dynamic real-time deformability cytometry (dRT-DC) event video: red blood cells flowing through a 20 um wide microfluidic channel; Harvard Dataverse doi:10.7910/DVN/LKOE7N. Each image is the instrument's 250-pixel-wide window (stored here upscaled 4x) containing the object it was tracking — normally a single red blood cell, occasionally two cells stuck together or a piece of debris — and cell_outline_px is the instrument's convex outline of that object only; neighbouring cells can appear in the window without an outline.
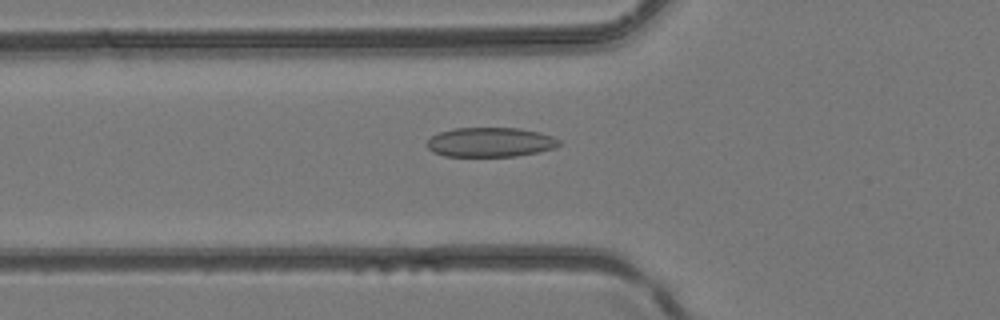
{"species": "common noctule bat (a hibernating species)", "species_latin": "Nyctalus noctula", "temperature_condition": "room temperature", "stored_images_in_passage": 40, "camera_frame_rate_fps": 3000, "um_per_image_px": 0.085, "animal": {"sex": "female", "body_mass_g": 24.6, "forearm_length_mm": 56.2}, "frame": {"image": 1, "passage_image": 13, "time_ms": 4.0, "image_size_px": [1000, 320], "cell_outline_px": [[560, 144], [556, 148], [540, 152], [516, 156], [444, 156], [432, 152], [428, 148], [428, 140], [432, 136], [440, 132], [456, 128], [520, 128], [540, 132], [552, 136], [560, 140]], "centroid_in_image_um": [41.72, 12.09], "position_along_channel_um": 84.1, "area_um2": 22.77}}
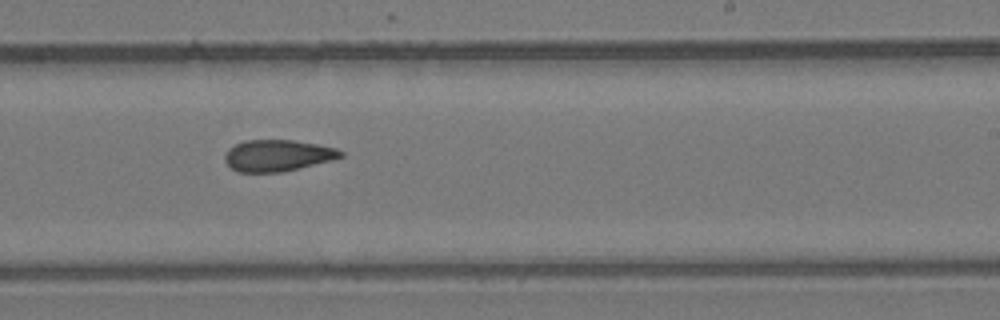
{"frame": {"image": 2, "passage_image": 24, "time_ms": 7.667, "image_size_px": [1000, 320], "cell_outline_px": [[344, 156], [332, 160], [280, 172], [236, 172], [224, 160], [224, 156], [228, 148], [244, 140], [292, 140], [316, 144], [336, 148], [344, 152]], "centroid_in_image_um": [23.58, 13.21], "position_along_channel_um": 265.4, "area_um2": 21.15}}
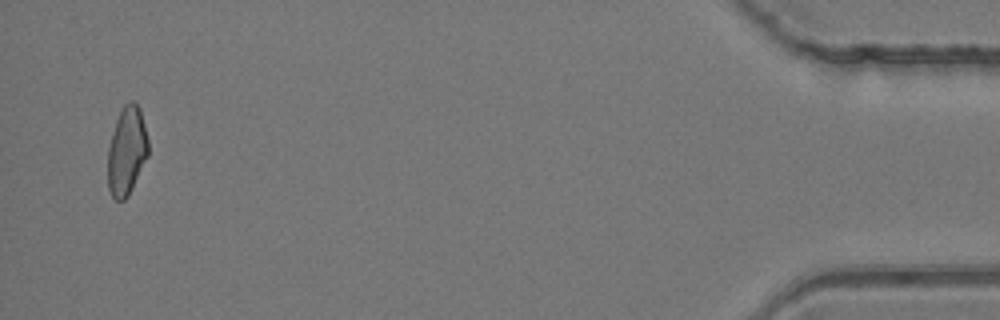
{"frame": {"image": 3, "passage_image": 39, "time_ms": 12.667, "image_size_px": [1000, 320], "cell_outline_px": [[148, 156], [128, 196], [124, 200], [116, 200], [112, 196], [108, 188], [108, 148], [116, 120], [124, 104], [132, 100], [140, 108], [148, 140]], "centroid_in_image_um": [10.77, 12.84], "position_along_channel_um": 424.4, "area_um2": 20.69}}